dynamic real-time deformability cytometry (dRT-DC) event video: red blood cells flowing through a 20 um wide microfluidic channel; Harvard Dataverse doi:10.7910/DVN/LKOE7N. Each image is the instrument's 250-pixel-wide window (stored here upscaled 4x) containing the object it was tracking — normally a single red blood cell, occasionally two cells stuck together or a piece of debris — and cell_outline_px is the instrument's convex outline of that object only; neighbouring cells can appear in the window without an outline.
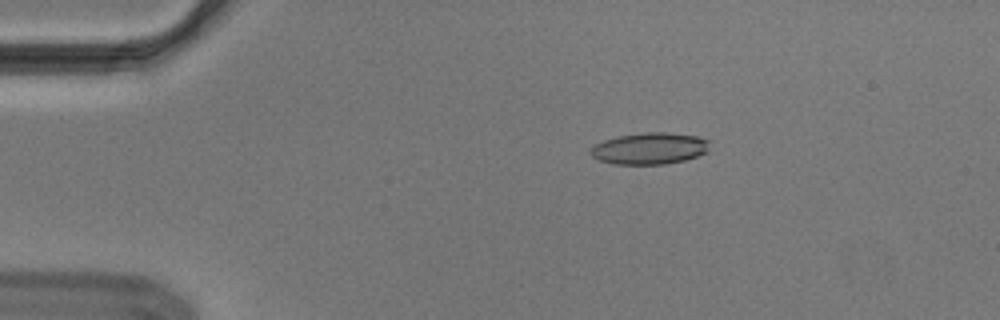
{"species": "Egyptian fruit bat (a non-hibernating species)", "species_latin": "Rousettus aegyptiacus", "temperature_condition": "cold", "stored_images_in_passage": 46, "camera_frame_rate_fps": 3000, "um_per_image_px": 0.085, "animal": {"sex": "male"}, "frame": {"image": 1, "passage_image": 2, "time_ms": 0.333, "image_size_px": [1000, 320], "cell_outline_px": [[712, 140], [708, 152], [684, 160], [664, 164], [612, 164], [600, 160], [592, 156], [588, 152], [596, 144], [604, 140], [616, 136], [644, 132], [664, 132], [696, 136]], "centroid_in_image_um": [55.24, 12.61], "position_along_channel_um": 29.8, "area_um2": 22.08}}
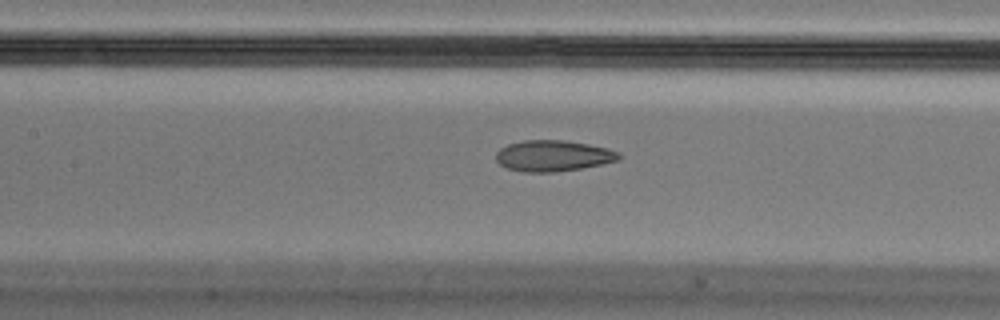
{"frame": {"image": 2, "passage_image": 17, "time_ms": 5.333, "image_size_px": [1000, 320], "cell_outline_px": [[620, 160], [580, 168], [556, 172], [524, 172], [508, 168], [500, 164], [496, 160], [496, 152], [500, 148], [508, 144], [524, 140], [564, 140], [588, 144], [608, 148], [620, 152]], "centroid_in_image_um": [47.01, 13.24], "position_along_channel_um": 160.4, "area_um2": 22.2}, "authors_computed_cell_mechanics": {"area_um2": 23.0622, "velocity_mm_per_s": 3.6959, "shape_relaxation_time_tau1_ms": null, "shape_relaxation_time_tau2_ms": 2.4353, "deformation_change_tau1": null, "deformation_change_tau2": 0.0977}}